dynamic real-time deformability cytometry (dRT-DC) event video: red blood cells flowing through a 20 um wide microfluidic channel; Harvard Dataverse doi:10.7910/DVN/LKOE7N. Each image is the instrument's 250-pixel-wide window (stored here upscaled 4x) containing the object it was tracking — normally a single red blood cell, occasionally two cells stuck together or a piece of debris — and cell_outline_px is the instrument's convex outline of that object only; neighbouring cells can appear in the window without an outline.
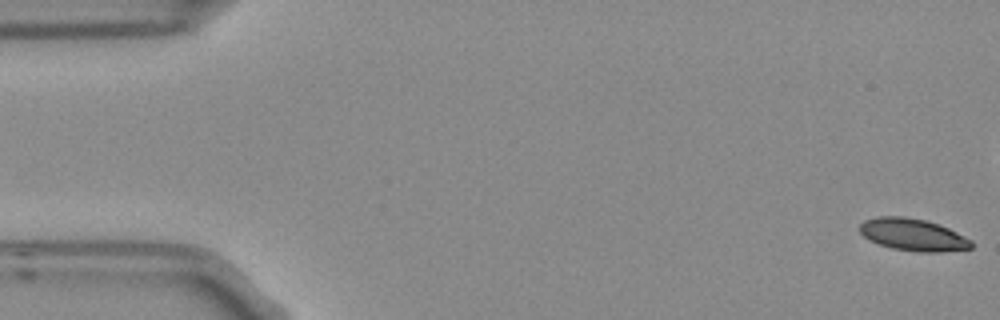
{"species": "Egyptian fruit bat (a non-hibernating species)", "species_latin": "Rousettus aegyptiacus", "temperature_condition": "room temperature", "stored_images_in_passage": 6, "camera_frame_rate_fps": 3000, "um_per_image_px": 0.085, "frame": {"image": 1, "passage_image": 1, "time_ms": 0.0, "image_size_px": [1000, 320], "cell_outline_px": [[972, 248], [940, 252], [916, 252], [892, 248], [880, 244], [864, 236], [860, 232], [860, 224], [864, 220], [876, 216], [904, 216], [924, 220], [948, 228], [972, 240]], "centroid_in_image_um": [77.6, 19.95], "position_along_channel_um": 7.4, "area_um2": 20.75}}